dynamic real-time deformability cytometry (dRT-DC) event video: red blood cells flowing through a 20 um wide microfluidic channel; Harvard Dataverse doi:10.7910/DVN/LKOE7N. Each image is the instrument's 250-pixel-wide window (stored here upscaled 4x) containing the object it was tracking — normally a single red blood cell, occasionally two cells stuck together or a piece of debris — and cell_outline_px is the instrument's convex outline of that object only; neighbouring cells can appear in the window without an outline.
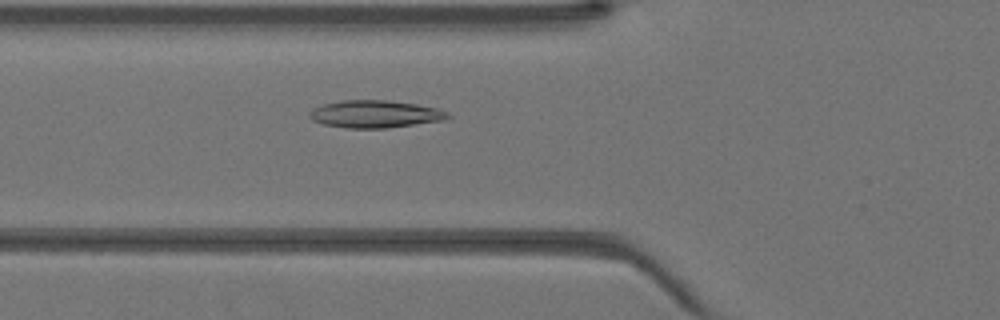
{"species": "Egyptian fruit bat (a non-hibernating species)", "species_latin": "Rousettus aegyptiacus", "temperature_condition": "warm", "stored_images_in_passage": 36, "camera_frame_rate_fps": 3000, "um_per_image_px": 0.085, "animal": {"sex": "female"}, "frame": {"image": 1, "passage_image": 14, "time_ms": 4.333, "image_size_px": [1000, 320], "cell_outline_px": [[452, 116], [444, 120], [388, 128], [344, 128], [324, 124], [312, 120], [308, 116], [308, 112], [312, 108], [324, 104], [344, 100], [388, 100], [416, 104], [436, 108], [448, 112]], "centroid_in_image_um": [31.87, 9.7], "position_along_channel_um": 93.9, "area_um2": 22.2}}
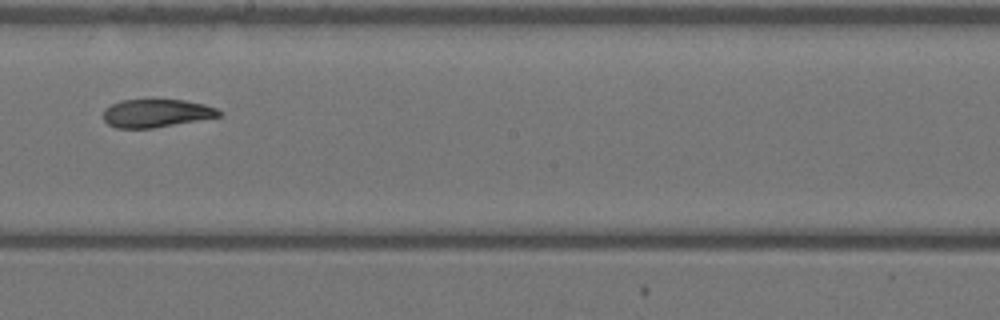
{"frame": {"image": 2, "passage_image": 23, "time_ms": 7.333, "image_size_px": [1000, 320], "cell_outline_px": [[220, 116], [152, 128], [116, 128], [108, 124], [104, 120], [104, 108], [120, 100], [184, 100], [204, 104], [216, 108], [220, 112]], "centroid_in_image_um": [13.24, 9.62], "position_along_channel_um": 235.0, "area_um2": 18.67}}
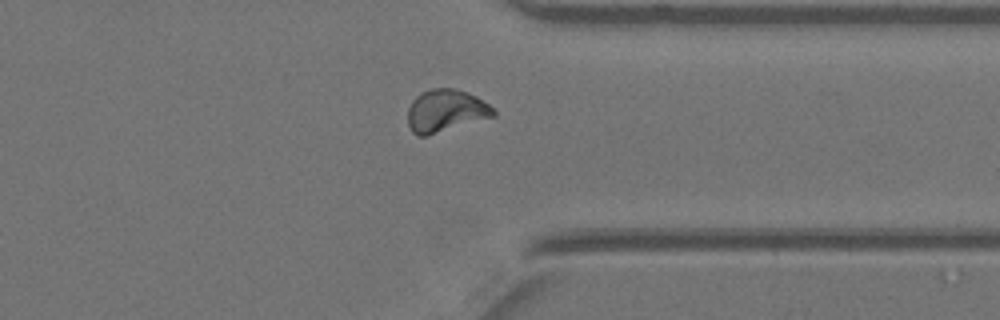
{"frame": {"image": 3, "passage_image": 32, "time_ms": 10.333, "image_size_px": [1000, 320], "cell_outline_px": [[496, 116], [428, 136], [416, 136], [412, 132], [408, 124], [408, 108], [412, 100], [420, 92], [432, 88], [452, 88], [476, 96], [488, 104], [496, 112]], "centroid_in_image_um": [37.86, 9.43], "position_along_channel_um": 373.5, "area_um2": 21.33}}